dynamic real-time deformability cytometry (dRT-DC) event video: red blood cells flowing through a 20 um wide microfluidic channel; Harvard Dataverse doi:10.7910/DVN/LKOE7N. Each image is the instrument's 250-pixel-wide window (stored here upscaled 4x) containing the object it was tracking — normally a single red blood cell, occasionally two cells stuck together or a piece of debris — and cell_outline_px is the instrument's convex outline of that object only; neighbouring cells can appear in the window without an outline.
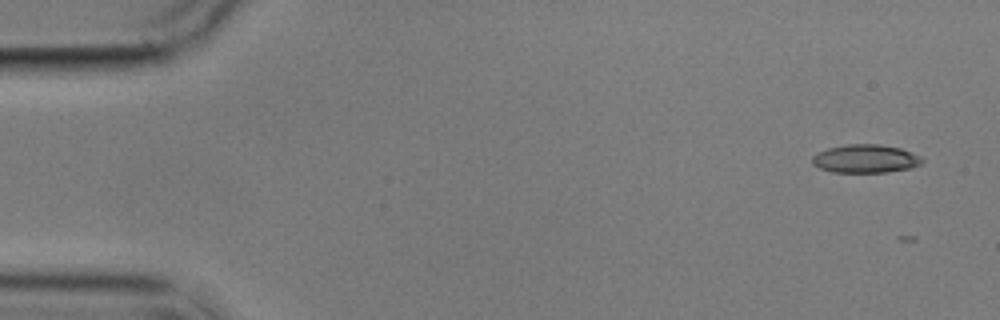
{"species": "common noctule bat (a hibernating species)", "species_latin": "Nyctalus noctula", "temperature_condition": "cold", "stored_images_in_passage": 6, "camera_frame_rate_fps": 3000, "um_per_image_px": 0.085, "animal": {"sex": "male", "body_mass_g": 17.9}, "frame": {"image": 1, "passage_image": 1, "time_ms": 0.0, "image_size_px": [1000, 320], "cell_outline_px": [[924, 160], [920, 164], [912, 168], [888, 172], [832, 172], [820, 168], [812, 164], [812, 156], [816, 152], [828, 148], [848, 144], [880, 144], [900, 148], [924, 156]], "centroid_in_image_um": [73.59, 13.49], "position_along_channel_um": 11.4, "area_um2": 18.38}}
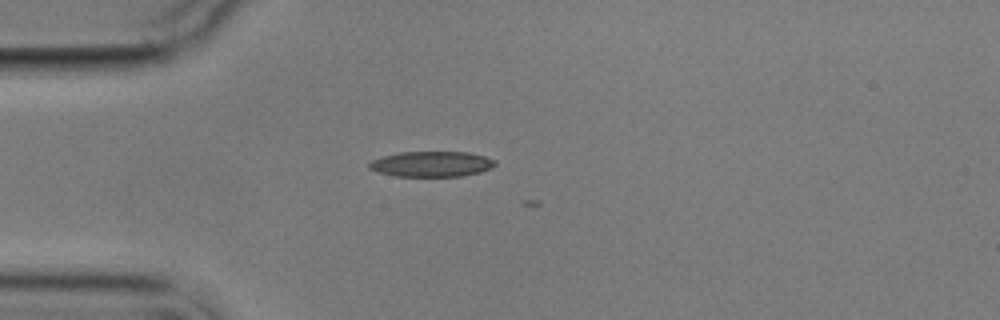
{"frame": {"image": 2, "passage_image": 4, "time_ms": 4.0, "image_size_px": [1000, 320], "cell_outline_px": [[496, 164], [492, 168], [480, 172], [464, 176], [396, 176], [380, 172], [368, 168], [368, 164], [372, 160], [380, 156], [400, 152], [468, 152], [484, 156], [496, 160]], "centroid_in_image_um": [36.69, 13.94], "position_along_channel_um": 48.3, "area_um2": 18.73}}
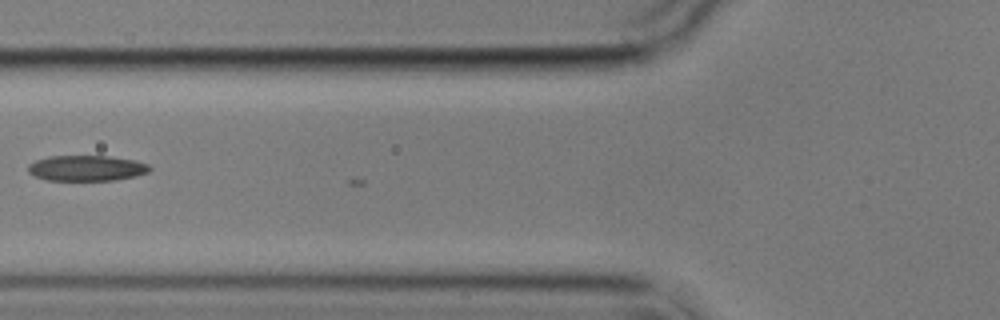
{"frame": {"image": 3, "passage_image": 6, "time_ms": 6.333, "image_size_px": [1000, 320], "cell_outline_px": [[152, 168], [148, 172], [136, 176], [116, 180], [48, 180], [36, 176], [28, 172], [28, 164], [36, 160], [48, 156], [108, 156], [136, 160], [148, 164]], "centroid_in_image_um": [7.38, 14.29], "position_along_channel_um": 118.4, "area_um2": 18.15}}